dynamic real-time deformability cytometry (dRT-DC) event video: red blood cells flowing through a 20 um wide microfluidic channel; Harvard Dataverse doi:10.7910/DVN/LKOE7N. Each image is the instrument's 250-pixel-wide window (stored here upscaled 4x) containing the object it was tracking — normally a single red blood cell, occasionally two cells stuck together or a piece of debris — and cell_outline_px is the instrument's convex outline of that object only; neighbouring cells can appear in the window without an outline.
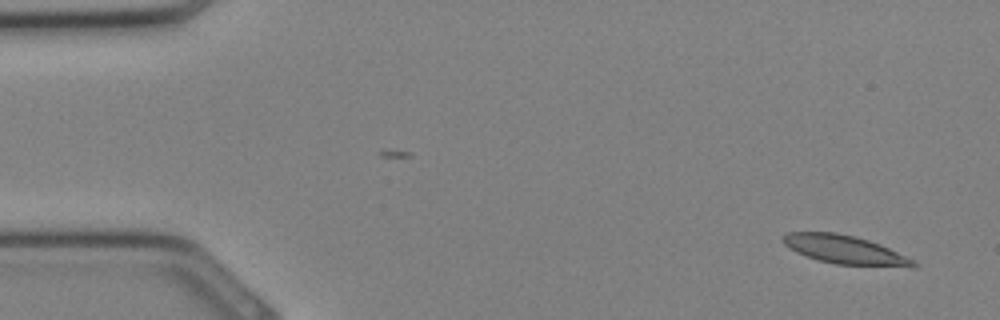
{"species": "Egyptian fruit bat (a non-hibernating species)", "species_latin": "Rousettus aegyptiacus", "temperature_condition": "cold", "stored_images_in_passage": 32, "camera_frame_rate_fps": 3000, "um_per_image_px": 0.085, "animal": {"sex": "female"}, "frame": {"image": 1, "passage_image": 1, "time_ms": 0.0, "image_size_px": [1000, 320], "cell_outline_px": [[920, 264], [916, 268], [912, 268], [836, 264], [820, 260], [796, 252], [784, 244], [784, 236], [788, 232], [836, 232], [868, 240], [880, 244], [916, 260]], "centroid_in_image_um": [71.94, 21.25], "position_along_channel_um": 13.1, "area_um2": 21.79}}
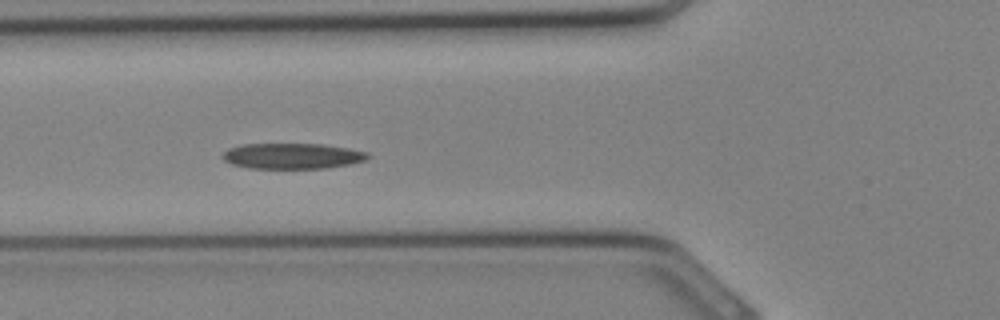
{"frame": {"image": 2, "passage_image": 11, "time_ms": 3.333, "image_size_px": [1000, 320], "cell_outline_px": [[372, 156], [364, 160], [348, 164], [324, 168], [248, 168], [232, 164], [224, 160], [224, 152], [228, 148], [244, 144], [324, 144], [348, 148], [368, 152]], "centroid_in_image_um": [24.86, 13.25], "position_along_channel_um": 100.9, "area_um2": 21.56}}
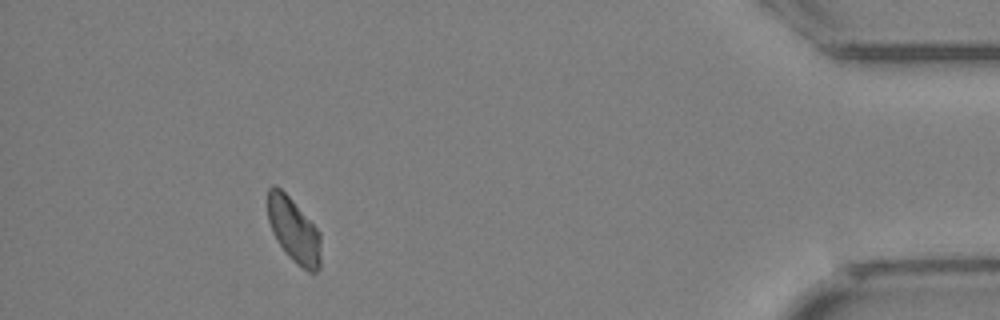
{"frame": {"image": 3, "passage_image": 29, "time_ms": 9.333, "image_size_px": [1000, 320], "cell_outline_px": [[320, 268], [316, 272], [308, 272], [296, 264], [288, 256], [276, 240], [272, 232], [268, 220], [268, 188], [272, 184], [276, 184], [292, 200], [320, 232]], "centroid_in_image_um": [24.96, 19.58], "position_along_channel_um": 410.2, "area_um2": 20.06}}